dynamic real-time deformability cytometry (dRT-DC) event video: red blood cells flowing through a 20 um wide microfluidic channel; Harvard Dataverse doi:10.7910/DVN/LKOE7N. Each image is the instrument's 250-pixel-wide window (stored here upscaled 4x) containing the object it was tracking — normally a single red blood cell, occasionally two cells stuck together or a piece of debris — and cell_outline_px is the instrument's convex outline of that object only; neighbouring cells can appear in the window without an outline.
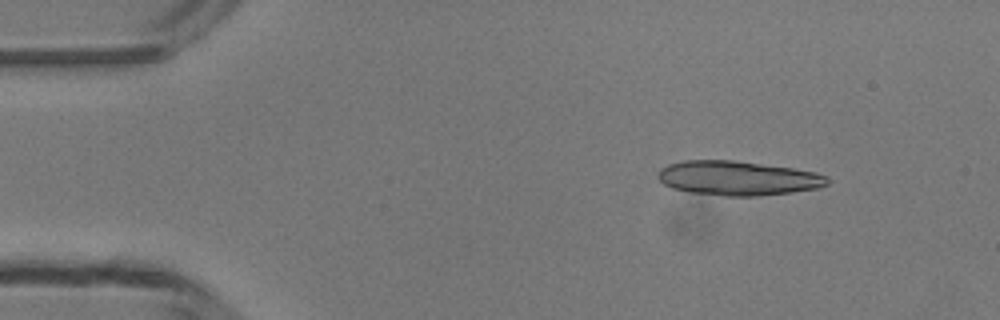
{"species": "common noctule bat (a hibernating species)", "species_latin": "Nyctalus noctula", "temperature_condition": "room temperature", "stored_images_in_passage": 3, "camera_frame_rate_fps": 3000, "um_per_image_px": 0.085, "animal": {"sex": "male", "body_mass_g": 13.3}, "frame": {"image": 1, "passage_image": 1, "time_ms": 0.0, "image_size_px": [1000, 320], "cell_outline_px": [[828, 184], [816, 188], [792, 192], [756, 196], [724, 196], [692, 192], [672, 188], [664, 184], [656, 176], [660, 168], [668, 164], [684, 160], [732, 160], [792, 168], [816, 172], [824, 176], [828, 180]], "centroid_in_image_um": [62.67, 15.14], "position_along_channel_um": 22.3, "area_um2": 33.76}}